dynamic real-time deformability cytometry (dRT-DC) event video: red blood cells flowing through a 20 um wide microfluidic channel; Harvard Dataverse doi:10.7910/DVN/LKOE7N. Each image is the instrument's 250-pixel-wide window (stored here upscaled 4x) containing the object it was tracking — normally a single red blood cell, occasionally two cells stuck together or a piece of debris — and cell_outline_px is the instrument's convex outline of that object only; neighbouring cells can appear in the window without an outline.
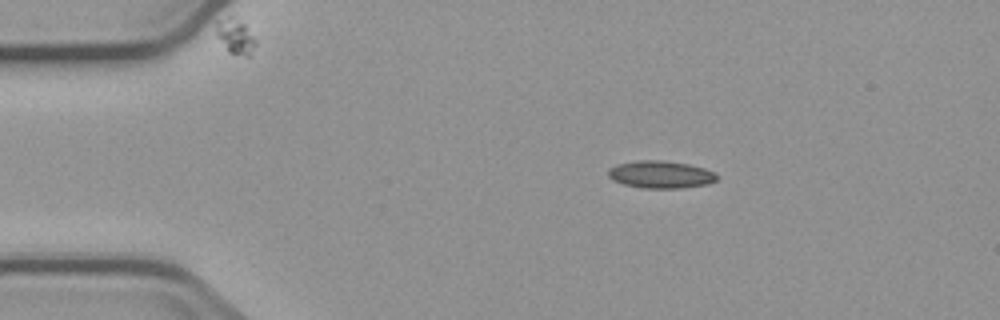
{"species": "common noctule bat (a hibernating species)", "species_latin": "Nyctalus noctula", "temperature_condition": "cold", "stored_images_in_passage": 11, "camera_frame_rate_fps": 3000, "um_per_image_px": 0.085, "animal": {"sex": "male", "body_mass_g": 23.1, "forearm_length_mm": 52.7}, "frame": {"image": 1, "passage_image": 2, "time_ms": 1.0, "image_size_px": [1000, 320], "cell_outline_px": [[716, 180], [708, 184], [680, 188], [640, 188], [624, 184], [612, 180], [608, 176], [608, 168], [616, 164], [636, 160], [664, 160], [688, 164], [704, 168], [716, 172]], "centroid_in_image_um": [56.12, 14.82], "position_along_channel_um": 28.9, "area_um2": 17.51}}
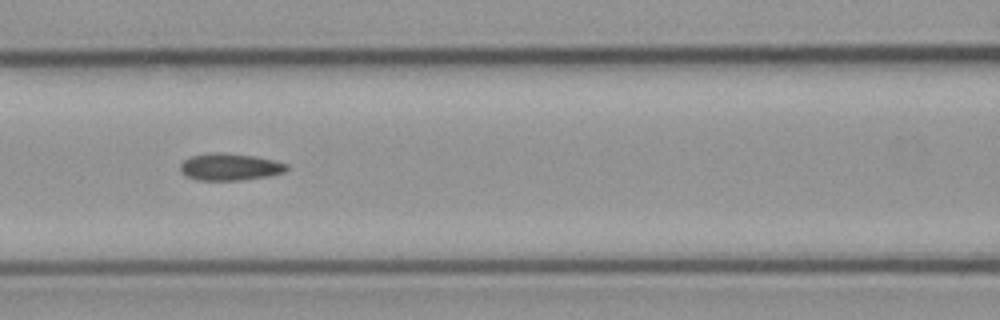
{"frame": {"image": 2, "passage_image": 6, "time_ms": 5.667, "image_size_px": [1000, 320], "cell_outline_px": [[288, 168], [284, 172], [268, 176], [240, 180], [196, 180], [184, 176], [180, 172], [180, 164], [184, 160], [192, 156], [208, 152], [224, 152], [252, 156], [272, 160], [288, 164]], "centroid_in_image_um": [19.48, 14.18], "position_along_channel_um": 147.1, "area_um2": 16.82}}
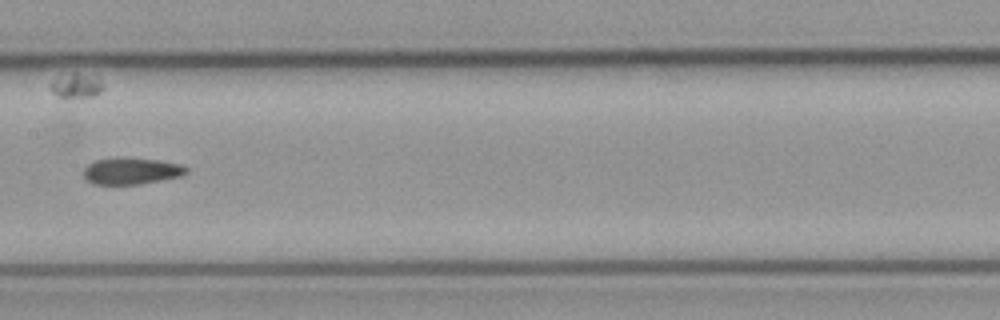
{"frame": {"image": 3, "passage_image": 7, "time_ms": 7.0, "image_size_px": [1000, 320], "cell_outline_px": [[188, 172], [180, 176], [140, 184], [92, 184], [84, 180], [84, 168], [88, 164], [96, 160], [128, 156], [156, 160], [180, 164], [188, 168]], "centroid_in_image_um": [11.13, 14.52], "position_along_channel_um": 196.3, "area_um2": 16.07}}